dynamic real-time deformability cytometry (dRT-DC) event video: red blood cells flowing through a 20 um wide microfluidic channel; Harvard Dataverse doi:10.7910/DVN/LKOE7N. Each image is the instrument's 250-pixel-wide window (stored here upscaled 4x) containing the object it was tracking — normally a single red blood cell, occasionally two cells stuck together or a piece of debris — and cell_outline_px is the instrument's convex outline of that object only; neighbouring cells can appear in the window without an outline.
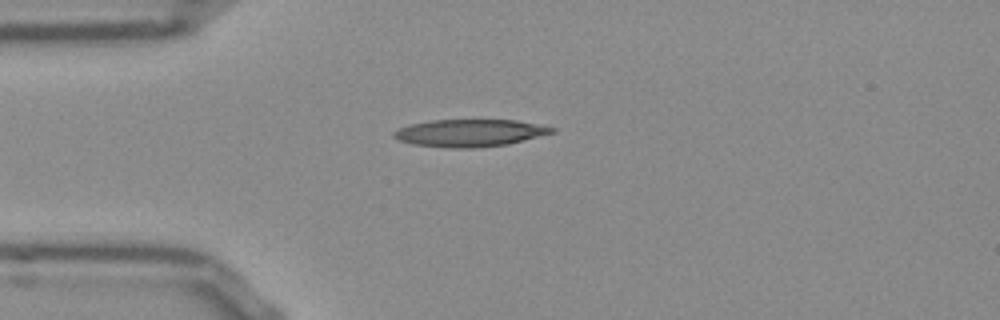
{"species": "Egyptian fruit bat (a non-hibernating species)", "species_latin": "Rousettus aegyptiacus", "temperature_condition": "room temperature", "stored_images_in_passage": 40, "camera_frame_rate_fps": 3000, "um_per_image_px": 0.085, "frame": {"image": 1, "passage_image": 1, "time_ms": 0.0, "image_size_px": [1000, 320], "cell_outline_px": [[556, 132], [508, 144], [472, 148], [452, 148], [416, 144], [400, 140], [392, 136], [392, 132], [400, 128], [412, 124], [432, 120], [516, 120], [556, 128]], "centroid_in_image_um": [39.96, 11.3], "position_along_channel_um": 45.0, "area_um2": 24.85}}
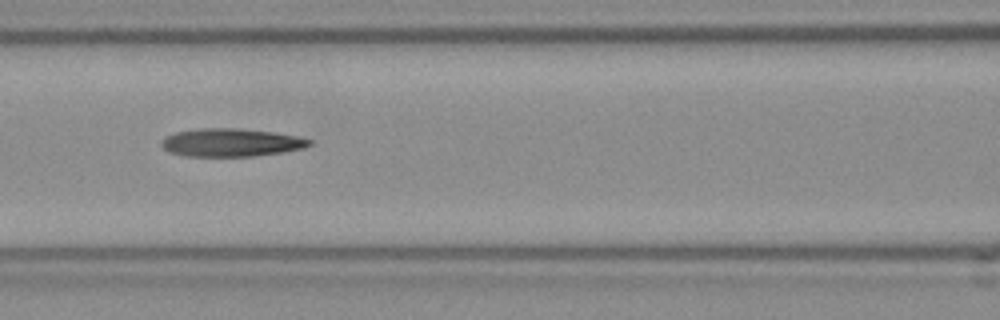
{"frame": {"image": 2, "passage_image": 10, "time_ms": 3.0, "image_size_px": [1000, 320], "cell_outline_px": [[312, 144], [304, 148], [280, 152], [252, 156], [184, 156], [168, 152], [160, 144], [160, 140], [164, 136], [176, 132], [200, 128], [236, 128], [272, 132], [296, 136], [312, 140]], "centroid_in_image_um": [19.58, 12.11], "position_along_channel_um": 147.0, "area_um2": 24.16}}
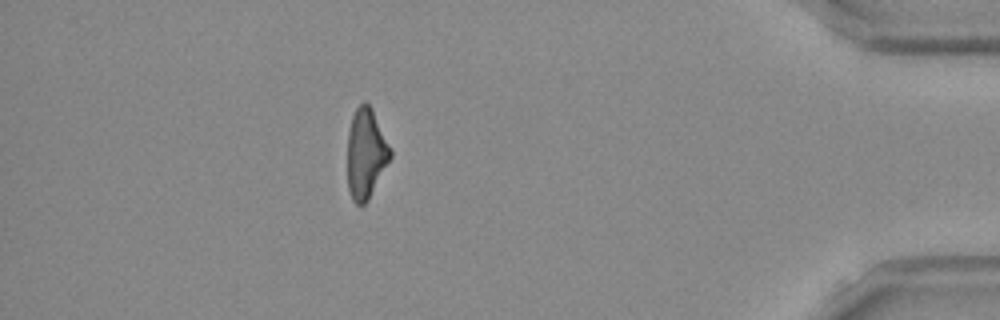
{"frame": {"image": 3, "passage_image": 34, "time_ms": 11.0, "image_size_px": [1000, 320], "cell_outline_px": [[392, 156], [368, 200], [360, 208], [352, 200], [348, 188], [348, 132], [352, 116], [356, 108], [364, 100], [372, 108], [392, 152]], "centroid_in_image_um": [31.09, 13.07], "position_along_channel_um": 404.1, "area_um2": 22.43}}